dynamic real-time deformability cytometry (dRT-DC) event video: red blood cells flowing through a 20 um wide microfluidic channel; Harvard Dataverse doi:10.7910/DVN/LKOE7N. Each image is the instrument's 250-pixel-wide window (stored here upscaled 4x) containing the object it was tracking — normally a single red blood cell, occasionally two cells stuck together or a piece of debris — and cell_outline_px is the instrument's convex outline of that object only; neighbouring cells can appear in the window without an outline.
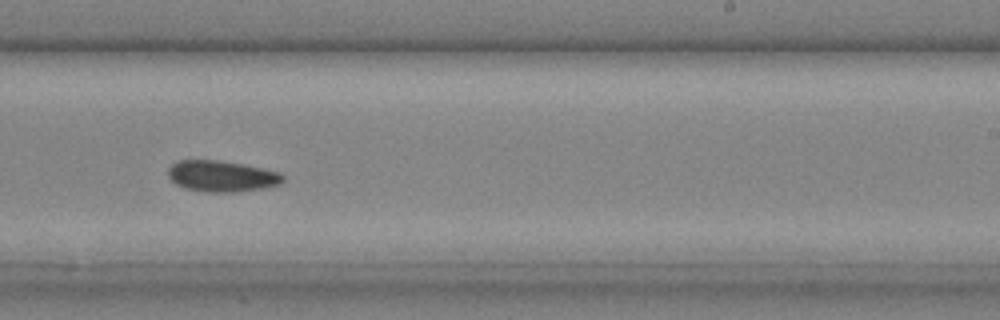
{"species": "common noctule bat (a hibernating species)", "species_latin": "Nyctalus noctula", "temperature_condition": "cold", "stored_images_in_passage": 26, "camera_frame_rate_fps": 3000, "um_per_image_px": 0.085, "animal": {"sex": "male", "body_mass_g": 20.4}, "frame": {"image": 1, "passage_image": 19, "time_ms": 6.0, "image_size_px": [1000, 320], "cell_outline_px": [[284, 180], [280, 184], [260, 188], [232, 192], [208, 192], [184, 188], [176, 184], [168, 176], [168, 168], [176, 160], [220, 160], [244, 164], [264, 168], [280, 172], [284, 176]], "centroid_in_image_um": [18.83, 14.96], "position_along_channel_um": 270.2, "area_um2": 20.87}}